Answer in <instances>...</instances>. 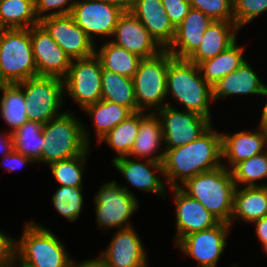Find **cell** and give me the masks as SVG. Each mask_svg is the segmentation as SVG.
<instances>
[{
  "label": "cell",
  "instance_id": "1",
  "mask_svg": "<svg viewBox=\"0 0 267 267\" xmlns=\"http://www.w3.org/2000/svg\"><path fill=\"white\" fill-rule=\"evenodd\" d=\"M163 159V176L172 187H179L189 178L205 171L214 170L221 164L222 137L215 133L212 126L198 139L183 146L165 150Z\"/></svg>",
  "mask_w": 267,
  "mask_h": 267
},
{
  "label": "cell",
  "instance_id": "2",
  "mask_svg": "<svg viewBox=\"0 0 267 267\" xmlns=\"http://www.w3.org/2000/svg\"><path fill=\"white\" fill-rule=\"evenodd\" d=\"M180 189L199 201L220 222L230 224L233 213L235 182L231 171L220 166L187 179Z\"/></svg>",
  "mask_w": 267,
  "mask_h": 267
},
{
  "label": "cell",
  "instance_id": "3",
  "mask_svg": "<svg viewBox=\"0 0 267 267\" xmlns=\"http://www.w3.org/2000/svg\"><path fill=\"white\" fill-rule=\"evenodd\" d=\"M169 92L185 105L187 111L196 112L210 120L209 100H213L212 87L202 78L198 65L187 59L174 58L170 53L167 95Z\"/></svg>",
  "mask_w": 267,
  "mask_h": 267
},
{
  "label": "cell",
  "instance_id": "4",
  "mask_svg": "<svg viewBox=\"0 0 267 267\" xmlns=\"http://www.w3.org/2000/svg\"><path fill=\"white\" fill-rule=\"evenodd\" d=\"M42 161L48 165L84 154L89 148L87 130L69 112L43 124Z\"/></svg>",
  "mask_w": 267,
  "mask_h": 267
},
{
  "label": "cell",
  "instance_id": "5",
  "mask_svg": "<svg viewBox=\"0 0 267 267\" xmlns=\"http://www.w3.org/2000/svg\"><path fill=\"white\" fill-rule=\"evenodd\" d=\"M0 70L8 84L38 76L30 29L0 30Z\"/></svg>",
  "mask_w": 267,
  "mask_h": 267
},
{
  "label": "cell",
  "instance_id": "6",
  "mask_svg": "<svg viewBox=\"0 0 267 267\" xmlns=\"http://www.w3.org/2000/svg\"><path fill=\"white\" fill-rule=\"evenodd\" d=\"M16 244V256L35 267H71L73 264L59 239L37 224L28 223Z\"/></svg>",
  "mask_w": 267,
  "mask_h": 267
},
{
  "label": "cell",
  "instance_id": "7",
  "mask_svg": "<svg viewBox=\"0 0 267 267\" xmlns=\"http://www.w3.org/2000/svg\"><path fill=\"white\" fill-rule=\"evenodd\" d=\"M168 65L169 52L166 49L153 57L141 59L138 71L132 78L140 111L146 106H155L159 110L168 105L163 102L167 96Z\"/></svg>",
  "mask_w": 267,
  "mask_h": 267
},
{
  "label": "cell",
  "instance_id": "8",
  "mask_svg": "<svg viewBox=\"0 0 267 267\" xmlns=\"http://www.w3.org/2000/svg\"><path fill=\"white\" fill-rule=\"evenodd\" d=\"M24 88L28 121L46 124L58 117L64 90V81L57 77L36 76L17 83Z\"/></svg>",
  "mask_w": 267,
  "mask_h": 267
},
{
  "label": "cell",
  "instance_id": "9",
  "mask_svg": "<svg viewBox=\"0 0 267 267\" xmlns=\"http://www.w3.org/2000/svg\"><path fill=\"white\" fill-rule=\"evenodd\" d=\"M75 61V63H74ZM102 65L96 54L72 60L64 88L82 109L101 100Z\"/></svg>",
  "mask_w": 267,
  "mask_h": 267
},
{
  "label": "cell",
  "instance_id": "10",
  "mask_svg": "<svg viewBox=\"0 0 267 267\" xmlns=\"http://www.w3.org/2000/svg\"><path fill=\"white\" fill-rule=\"evenodd\" d=\"M158 116L162 117L160 121L166 145L164 150L191 143L211 127L208 118L193 111H178L169 104L158 110Z\"/></svg>",
  "mask_w": 267,
  "mask_h": 267
},
{
  "label": "cell",
  "instance_id": "11",
  "mask_svg": "<svg viewBox=\"0 0 267 267\" xmlns=\"http://www.w3.org/2000/svg\"><path fill=\"white\" fill-rule=\"evenodd\" d=\"M95 200V209L98 225L101 227L127 228L123 226L138 208L135 196L127 187L118 186L115 181L105 183L98 191Z\"/></svg>",
  "mask_w": 267,
  "mask_h": 267
},
{
  "label": "cell",
  "instance_id": "12",
  "mask_svg": "<svg viewBox=\"0 0 267 267\" xmlns=\"http://www.w3.org/2000/svg\"><path fill=\"white\" fill-rule=\"evenodd\" d=\"M123 10L106 0H75L71 16L93 41V34L113 36Z\"/></svg>",
  "mask_w": 267,
  "mask_h": 267
},
{
  "label": "cell",
  "instance_id": "13",
  "mask_svg": "<svg viewBox=\"0 0 267 267\" xmlns=\"http://www.w3.org/2000/svg\"><path fill=\"white\" fill-rule=\"evenodd\" d=\"M39 23L71 60L87 58L95 54V44L75 23L70 14L46 17Z\"/></svg>",
  "mask_w": 267,
  "mask_h": 267
},
{
  "label": "cell",
  "instance_id": "14",
  "mask_svg": "<svg viewBox=\"0 0 267 267\" xmlns=\"http://www.w3.org/2000/svg\"><path fill=\"white\" fill-rule=\"evenodd\" d=\"M30 38L38 76L64 79L72 63L70 57L40 23L30 28Z\"/></svg>",
  "mask_w": 267,
  "mask_h": 267
},
{
  "label": "cell",
  "instance_id": "15",
  "mask_svg": "<svg viewBox=\"0 0 267 267\" xmlns=\"http://www.w3.org/2000/svg\"><path fill=\"white\" fill-rule=\"evenodd\" d=\"M229 228L230 224L219 222L212 228L188 234L177 245L181 251L197 260L199 266L216 267L226 246Z\"/></svg>",
  "mask_w": 267,
  "mask_h": 267
},
{
  "label": "cell",
  "instance_id": "16",
  "mask_svg": "<svg viewBox=\"0 0 267 267\" xmlns=\"http://www.w3.org/2000/svg\"><path fill=\"white\" fill-rule=\"evenodd\" d=\"M114 35L116 38L112 43L142 59L153 57L164 50L130 11H124L120 16Z\"/></svg>",
  "mask_w": 267,
  "mask_h": 267
},
{
  "label": "cell",
  "instance_id": "17",
  "mask_svg": "<svg viewBox=\"0 0 267 267\" xmlns=\"http://www.w3.org/2000/svg\"><path fill=\"white\" fill-rule=\"evenodd\" d=\"M132 226L118 229L111 244L98 258L106 267H146L147 255Z\"/></svg>",
  "mask_w": 267,
  "mask_h": 267
},
{
  "label": "cell",
  "instance_id": "18",
  "mask_svg": "<svg viewBox=\"0 0 267 267\" xmlns=\"http://www.w3.org/2000/svg\"><path fill=\"white\" fill-rule=\"evenodd\" d=\"M175 194L177 235L175 243L190 233L214 227L216 219L199 201L189 197L180 187H172Z\"/></svg>",
  "mask_w": 267,
  "mask_h": 267
},
{
  "label": "cell",
  "instance_id": "19",
  "mask_svg": "<svg viewBox=\"0 0 267 267\" xmlns=\"http://www.w3.org/2000/svg\"><path fill=\"white\" fill-rule=\"evenodd\" d=\"M165 152L152 156L145 164L126 157L113 160L114 166L126 177L128 182L142 191H151L165 196L164 183L159 180L151 168L163 175V159Z\"/></svg>",
  "mask_w": 267,
  "mask_h": 267
},
{
  "label": "cell",
  "instance_id": "20",
  "mask_svg": "<svg viewBox=\"0 0 267 267\" xmlns=\"http://www.w3.org/2000/svg\"><path fill=\"white\" fill-rule=\"evenodd\" d=\"M212 20L202 11L191 9L176 28L173 42L166 49L174 58L188 59L199 47Z\"/></svg>",
  "mask_w": 267,
  "mask_h": 267
},
{
  "label": "cell",
  "instance_id": "21",
  "mask_svg": "<svg viewBox=\"0 0 267 267\" xmlns=\"http://www.w3.org/2000/svg\"><path fill=\"white\" fill-rule=\"evenodd\" d=\"M130 12L140 20L163 49L170 46L176 28L165 12L162 0H135Z\"/></svg>",
  "mask_w": 267,
  "mask_h": 267
},
{
  "label": "cell",
  "instance_id": "22",
  "mask_svg": "<svg viewBox=\"0 0 267 267\" xmlns=\"http://www.w3.org/2000/svg\"><path fill=\"white\" fill-rule=\"evenodd\" d=\"M237 30L234 21H212L204 32L199 47L187 60L198 65L216 57L236 41Z\"/></svg>",
  "mask_w": 267,
  "mask_h": 267
},
{
  "label": "cell",
  "instance_id": "23",
  "mask_svg": "<svg viewBox=\"0 0 267 267\" xmlns=\"http://www.w3.org/2000/svg\"><path fill=\"white\" fill-rule=\"evenodd\" d=\"M222 137V157L228 158L230 166L255 155L265 152L267 147V131L259 127V132L252 133L241 131L234 135L221 134Z\"/></svg>",
  "mask_w": 267,
  "mask_h": 267
},
{
  "label": "cell",
  "instance_id": "24",
  "mask_svg": "<svg viewBox=\"0 0 267 267\" xmlns=\"http://www.w3.org/2000/svg\"><path fill=\"white\" fill-rule=\"evenodd\" d=\"M265 85L248 64L244 62L237 70L221 78L213 87V100L233 94L262 95Z\"/></svg>",
  "mask_w": 267,
  "mask_h": 267
},
{
  "label": "cell",
  "instance_id": "25",
  "mask_svg": "<svg viewBox=\"0 0 267 267\" xmlns=\"http://www.w3.org/2000/svg\"><path fill=\"white\" fill-rule=\"evenodd\" d=\"M237 188L230 225L235 218L251 223L267 216V186Z\"/></svg>",
  "mask_w": 267,
  "mask_h": 267
},
{
  "label": "cell",
  "instance_id": "26",
  "mask_svg": "<svg viewBox=\"0 0 267 267\" xmlns=\"http://www.w3.org/2000/svg\"><path fill=\"white\" fill-rule=\"evenodd\" d=\"M245 61L243 47L237 46L235 41L216 57L199 63L198 67L203 73L202 78L213 87L221 78L237 70Z\"/></svg>",
  "mask_w": 267,
  "mask_h": 267
},
{
  "label": "cell",
  "instance_id": "27",
  "mask_svg": "<svg viewBox=\"0 0 267 267\" xmlns=\"http://www.w3.org/2000/svg\"><path fill=\"white\" fill-rule=\"evenodd\" d=\"M101 99L128 107L133 113L139 112L133 79L102 69Z\"/></svg>",
  "mask_w": 267,
  "mask_h": 267
},
{
  "label": "cell",
  "instance_id": "28",
  "mask_svg": "<svg viewBox=\"0 0 267 267\" xmlns=\"http://www.w3.org/2000/svg\"><path fill=\"white\" fill-rule=\"evenodd\" d=\"M2 29H30L39 24L35 14V0H0Z\"/></svg>",
  "mask_w": 267,
  "mask_h": 267
},
{
  "label": "cell",
  "instance_id": "29",
  "mask_svg": "<svg viewBox=\"0 0 267 267\" xmlns=\"http://www.w3.org/2000/svg\"><path fill=\"white\" fill-rule=\"evenodd\" d=\"M84 110L93 116L98 142H101L110 130L133 114L128 107L102 99L85 107Z\"/></svg>",
  "mask_w": 267,
  "mask_h": 267
},
{
  "label": "cell",
  "instance_id": "30",
  "mask_svg": "<svg viewBox=\"0 0 267 267\" xmlns=\"http://www.w3.org/2000/svg\"><path fill=\"white\" fill-rule=\"evenodd\" d=\"M99 58L102 69L133 78L138 71L142 58L138 55L119 47L112 42L105 43L99 52H95Z\"/></svg>",
  "mask_w": 267,
  "mask_h": 267
},
{
  "label": "cell",
  "instance_id": "31",
  "mask_svg": "<svg viewBox=\"0 0 267 267\" xmlns=\"http://www.w3.org/2000/svg\"><path fill=\"white\" fill-rule=\"evenodd\" d=\"M155 114L152 112L145 115L143 111H140V128L129 156L144 158L159 150L164 136L161 121L156 118Z\"/></svg>",
  "mask_w": 267,
  "mask_h": 267
},
{
  "label": "cell",
  "instance_id": "32",
  "mask_svg": "<svg viewBox=\"0 0 267 267\" xmlns=\"http://www.w3.org/2000/svg\"><path fill=\"white\" fill-rule=\"evenodd\" d=\"M43 124L37 121H27L17 130L12 132L14 150L31 158L34 163L42 161L44 146Z\"/></svg>",
  "mask_w": 267,
  "mask_h": 267
},
{
  "label": "cell",
  "instance_id": "33",
  "mask_svg": "<svg viewBox=\"0 0 267 267\" xmlns=\"http://www.w3.org/2000/svg\"><path fill=\"white\" fill-rule=\"evenodd\" d=\"M0 90L3 91L0 102L1 116L14 132L28 121L23 89L17 84H7Z\"/></svg>",
  "mask_w": 267,
  "mask_h": 267
},
{
  "label": "cell",
  "instance_id": "34",
  "mask_svg": "<svg viewBox=\"0 0 267 267\" xmlns=\"http://www.w3.org/2000/svg\"><path fill=\"white\" fill-rule=\"evenodd\" d=\"M140 128V111L133 113L110 130L102 140L119 154L115 159L129 156Z\"/></svg>",
  "mask_w": 267,
  "mask_h": 267
},
{
  "label": "cell",
  "instance_id": "35",
  "mask_svg": "<svg viewBox=\"0 0 267 267\" xmlns=\"http://www.w3.org/2000/svg\"><path fill=\"white\" fill-rule=\"evenodd\" d=\"M232 170V177L235 185L248 183L247 187H265L253 181L267 177V152H262L249 159L239 162Z\"/></svg>",
  "mask_w": 267,
  "mask_h": 267
},
{
  "label": "cell",
  "instance_id": "36",
  "mask_svg": "<svg viewBox=\"0 0 267 267\" xmlns=\"http://www.w3.org/2000/svg\"><path fill=\"white\" fill-rule=\"evenodd\" d=\"M87 153L88 150L82 155L49 164L52 174L61 186L82 187V167Z\"/></svg>",
  "mask_w": 267,
  "mask_h": 267
},
{
  "label": "cell",
  "instance_id": "37",
  "mask_svg": "<svg viewBox=\"0 0 267 267\" xmlns=\"http://www.w3.org/2000/svg\"><path fill=\"white\" fill-rule=\"evenodd\" d=\"M82 187L60 186L52 197L56 210L69 221L78 218L83 205Z\"/></svg>",
  "mask_w": 267,
  "mask_h": 267
},
{
  "label": "cell",
  "instance_id": "38",
  "mask_svg": "<svg viewBox=\"0 0 267 267\" xmlns=\"http://www.w3.org/2000/svg\"><path fill=\"white\" fill-rule=\"evenodd\" d=\"M191 8L202 11L212 21H234L233 0H189Z\"/></svg>",
  "mask_w": 267,
  "mask_h": 267
},
{
  "label": "cell",
  "instance_id": "39",
  "mask_svg": "<svg viewBox=\"0 0 267 267\" xmlns=\"http://www.w3.org/2000/svg\"><path fill=\"white\" fill-rule=\"evenodd\" d=\"M234 23L240 27L267 10V0H233Z\"/></svg>",
  "mask_w": 267,
  "mask_h": 267
},
{
  "label": "cell",
  "instance_id": "40",
  "mask_svg": "<svg viewBox=\"0 0 267 267\" xmlns=\"http://www.w3.org/2000/svg\"><path fill=\"white\" fill-rule=\"evenodd\" d=\"M69 1L70 0H35V14H36L37 19L41 21L42 19L46 17H50V16H60V15L71 14L75 1L69 3V5L65 7V4H68L67 2ZM55 8H59V9L62 8V9L58 11H54L47 15H42V13L48 10H52V9L54 10Z\"/></svg>",
  "mask_w": 267,
  "mask_h": 267
},
{
  "label": "cell",
  "instance_id": "41",
  "mask_svg": "<svg viewBox=\"0 0 267 267\" xmlns=\"http://www.w3.org/2000/svg\"><path fill=\"white\" fill-rule=\"evenodd\" d=\"M162 5L175 28L192 9L189 0H162Z\"/></svg>",
  "mask_w": 267,
  "mask_h": 267
},
{
  "label": "cell",
  "instance_id": "42",
  "mask_svg": "<svg viewBox=\"0 0 267 267\" xmlns=\"http://www.w3.org/2000/svg\"><path fill=\"white\" fill-rule=\"evenodd\" d=\"M16 241L0 231V267H13Z\"/></svg>",
  "mask_w": 267,
  "mask_h": 267
},
{
  "label": "cell",
  "instance_id": "43",
  "mask_svg": "<svg viewBox=\"0 0 267 267\" xmlns=\"http://www.w3.org/2000/svg\"><path fill=\"white\" fill-rule=\"evenodd\" d=\"M5 167L8 171H15L19 166H23L25 163L34 162L31 158L22 155L21 153L13 150L8 155H4Z\"/></svg>",
  "mask_w": 267,
  "mask_h": 267
},
{
  "label": "cell",
  "instance_id": "44",
  "mask_svg": "<svg viewBox=\"0 0 267 267\" xmlns=\"http://www.w3.org/2000/svg\"><path fill=\"white\" fill-rule=\"evenodd\" d=\"M254 223L256 224L255 231L258 239H260L265 251L267 252V216L254 221Z\"/></svg>",
  "mask_w": 267,
  "mask_h": 267
},
{
  "label": "cell",
  "instance_id": "45",
  "mask_svg": "<svg viewBox=\"0 0 267 267\" xmlns=\"http://www.w3.org/2000/svg\"><path fill=\"white\" fill-rule=\"evenodd\" d=\"M3 139L0 141V147L2 150H6L4 155H8L14 150V140L12 132L2 137ZM4 148V149H3Z\"/></svg>",
  "mask_w": 267,
  "mask_h": 267
},
{
  "label": "cell",
  "instance_id": "46",
  "mask_svg": "<svg viewBox=\"0 0 267 267\" xmlns=\"http://www.w3.org/2000/svg\"><path fill=\"white\" fill-rule=\"evenodd\" d=\"M113 5L118 6L123 11H130L135 3V0H106Z\"/></svg>",
  "mask_w": 267,
  "mask_h": 267
},
{
  "label": "cell",
  "instance_id": "47",
  "mask_svg": "<svg viewBox=\"0 0 267 267\" xmlns=\"http://www.w3.org/2000/svg\"><path fill=\"white\" fill-rule=\"evenodd\" d=\"M71 267H106L98 258L93 260H87L82 264H75L73 262Z\"/></svg>",
  "mask_w": 267,
  "mask_h": 267
},
{
  "label": "cell",
  "instance_id": "48",
  "mask_svg": "<svg viewBox=\"0 0 267 267\" xmlns=\"http://www.w3.org/2000/svg\"><path fill=\"white\" fill-rule=\"evenodd\" d=\"M263 96H267V87L265 86L264 91L262 93ZM259 127H261L262 129H264L265 131H267V102L265 107L263 108L262 111V116H261V121H260V125Z\"/></svg>",
  "mask_w": 267,
  "mask_h": 267
},
{
  "label": "cell",
  "instance_id": "49",
  "mask_svg": "<svg viewBox=\"0 0 267 267\" xmlns=\"http://www.w3.org/2000/svg\"><path fill=\"white\" fill-rule=\"evenodd\" d=\"M17 259H18V261L20 262V264H19V267H35V266H33V265H31V264H29V263H27V262H25V261H23L22 259H20L18 256L16 257V254L14 255V259H13V265L12 266H16V262H17ZM16 261V262H15Z\"/></svg>",
  "mask_w": 267,
  "mask_h": 267
},
{
  "label": "cell",
  "instance_id": "50",
  "mask_svg": "<svg viewBox=\"0 0 267 267\" xmlns=\"http://www.w3.org/2000/svg\"><path fill=\"white\" fill-rule=\"evenodd\" d=\"M7 84H8V83L4 80V78H3L2 74H1V70H0V88H1L2 86L7 85Z\"/></svg>",
  "mask_w": 267,
  "mask_h": 267
}]
</instances>
